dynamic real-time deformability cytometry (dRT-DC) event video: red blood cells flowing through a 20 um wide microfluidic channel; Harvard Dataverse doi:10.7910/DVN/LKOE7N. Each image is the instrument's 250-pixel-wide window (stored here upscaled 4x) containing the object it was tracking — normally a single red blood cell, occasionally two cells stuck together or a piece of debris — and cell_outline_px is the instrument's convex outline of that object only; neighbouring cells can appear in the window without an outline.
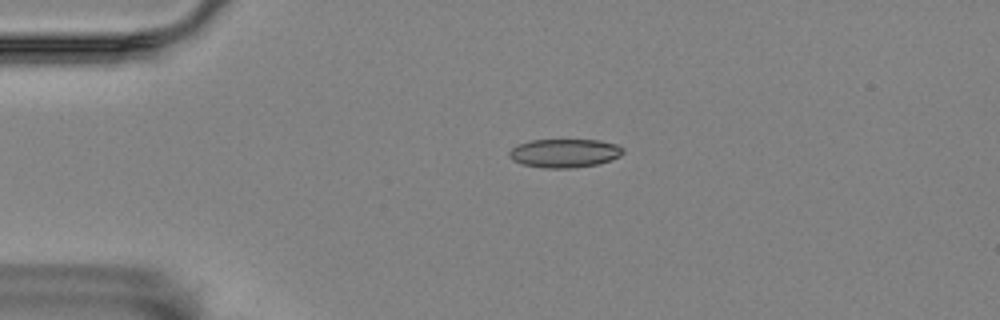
{"species": "Egyptian fruit bat (a non-hibernating species)", "species_latin": "Rousettus aegyptiacus", "temperature_condition": "room temperature", "stored_images_in_passage": 45, "camera_frame_rate_fps": 3000, "um_per_image_px": 0.085, "animal": {"sex": "female"}, "frame": {"image": 1, "passage_image": 2, "time_ms": 0.333, "image_size_px": [1000, 320], "cell_outline_px": [[624, 152], [620, 156], [600, 164], [572, 168], [544, 168], [524, 164], [512, 160], [508, 156], [508, 152], [512, 148], [520, 144], [532, 140], [600, 140], [616, 144], [624, 148]], "centroid_in_image_um": [48.01, 13.02], "position_along_channel_um": 37.0, "area_um2": 19.02}}
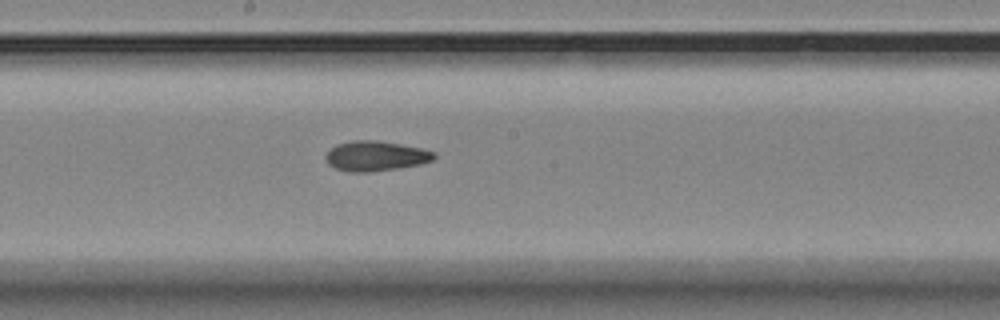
{"frame": {"image": 2, "passage_image": 20, "time_ms": 6.333, "image_size_px": [1000, 320], "cell_outline_px": [[436, 156], [432, 160], [420, 164], [396, 168], [368, 172], [348, 172], [336, 168], [328, 164], [324, 156], [336, 144], [352, 140], [376, 140], [400, 144], [420, 148], [436, 152]], "centroid_in_image_um": [31.91, 13.25], "position_along_channel_um": 216.3, "area_um2": 18.84}}
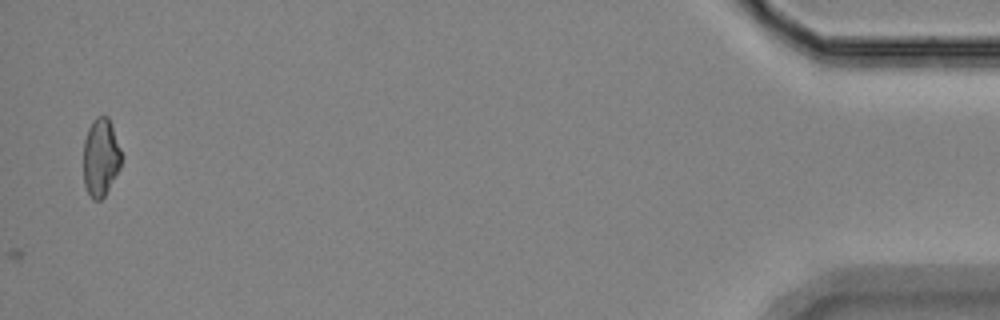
{"frame": {"image": 3, "passage_image": 45, "time_ms": 14.667, "image_size_px": [1000, 320], "cell_outline_px": [[124, 156], [120, 168], [104, 196], [100, 200], [92, 200], [84, 184], [84, 140], [88, 128], [92, 120], [96, 116], [108, 116]], "centroid_in_image_um": [8.58, 13.36], "position_along_channel_um": 426.6, "area_um2": 17.46}, "authors_computed_cell_mechanics": {"area_um2": 18.3226, "velocity_mm_per_s": 3.5314, "shape_relaxation_time_tau1_ms": null, "shape_relaxation_time_tau2_ms": 10.7235, "deformation_change_tau1": null, "deformation_change_tau2": 0.2044}}